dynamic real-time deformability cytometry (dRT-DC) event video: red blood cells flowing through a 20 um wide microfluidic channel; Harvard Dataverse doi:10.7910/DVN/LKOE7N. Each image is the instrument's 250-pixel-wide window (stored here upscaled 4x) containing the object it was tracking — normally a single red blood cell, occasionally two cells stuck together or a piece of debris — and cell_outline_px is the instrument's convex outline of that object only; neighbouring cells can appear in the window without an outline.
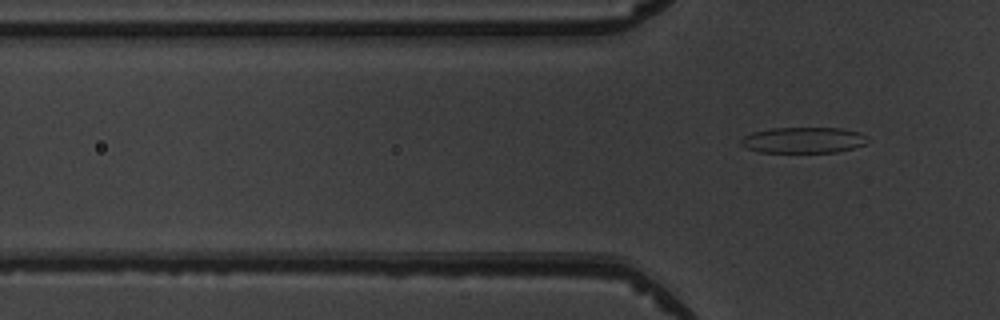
{"species": "common noctule bat (a hibernating species)", "species_latin": "Nyctalus noctula", "temperature_condition": "warm", "stored_images_in_passage": 7, "segment_of_instrument_passage": [2, 2], "camera_frame_rate_fps": 3000, "um_per_image_px": 0.085, "animal": {"sex": "male", "body_mass_g": 19.5, "forearm_length_mm": 54.6}, "frame": {"image": 1, "passage_image": 7, "time_ms": 7.667, "image_size_px": [1000, 320], "cell_outline_px": [[868, 140], [864, 144], [852, 148], [836, 152], [760, 152], [748, 148], [740, 144], [740, 140], [744, 136], [752, 132], [772, 128], [840, 128], [860, 132]], "centroid_in_image_um": [68.26, 11.9], "position_along_channel_um": 57.5, "area_um2": 18.96}}